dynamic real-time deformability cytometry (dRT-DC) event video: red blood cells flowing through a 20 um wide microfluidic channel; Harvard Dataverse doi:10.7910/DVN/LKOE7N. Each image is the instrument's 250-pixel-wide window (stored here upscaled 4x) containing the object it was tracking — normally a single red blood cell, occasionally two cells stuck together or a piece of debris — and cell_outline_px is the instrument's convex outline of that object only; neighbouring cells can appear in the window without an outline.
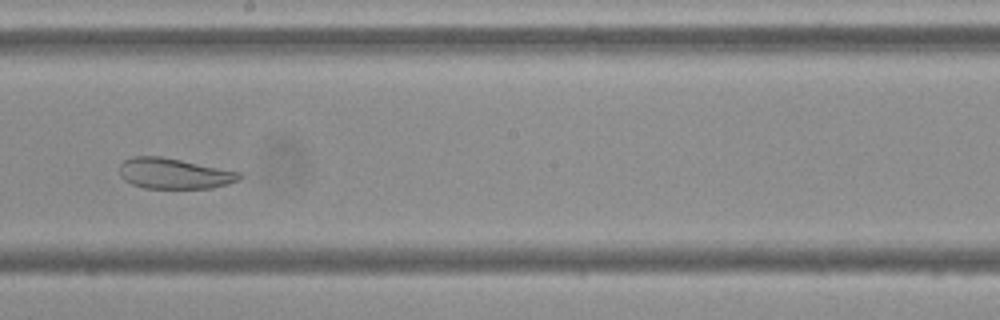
{"species": "Egyptian fruit bat (a non-hibernating species)", "species_latin": "Rousettus aegyptiacus", "temperature_condition": "cold", "stored_images_in_passage": 14, "camera_frame_rate_fps": 3000, "um_per_image_px": 0.085, "frame": {"image": 1, "passage_image": 8, "time_ms": 9.333, "image_size_px": [1000, 320], "cell_outline_px": [[244, 176], [240, 180], [228, 184], [212, 188], [144, 188], [132, 184], [124, 180], [120, 176], [120, 164], [124, 160], [132, 156], [160, 156], [240, 172]], "centroid_in_image_um": [14.8, 14.75], "position_along_channel_um": 233.4, "area_um2": 21.39}}
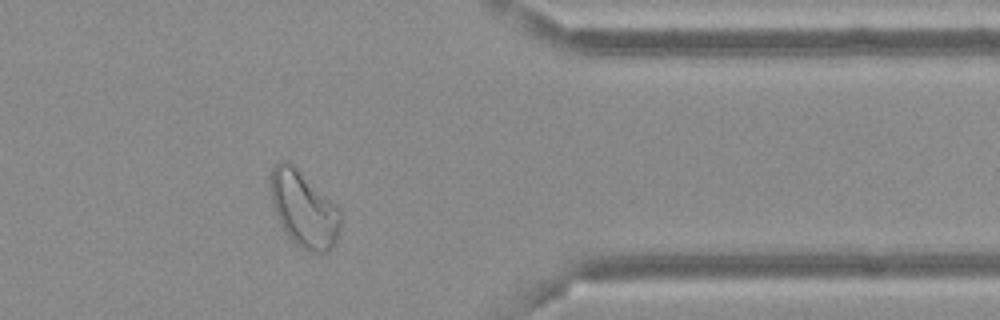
{"frame": {"image": 2, "passage_image": 12, "time_ms": 14.0, "image_size_px": [1000, 320], "cell_outline_px": [[340, 224], [336, 244], [328, 252], [308, 252], [300, 248], [288, 236], [272, 204], [268, 176], [272, 168], [280, 160], [288, 160], [336, 204], [340, 212]], "centroid_in_image_um": [25.81, 17.76], "position_along_channel_um": 385.6, "area_um2": 31.04}}